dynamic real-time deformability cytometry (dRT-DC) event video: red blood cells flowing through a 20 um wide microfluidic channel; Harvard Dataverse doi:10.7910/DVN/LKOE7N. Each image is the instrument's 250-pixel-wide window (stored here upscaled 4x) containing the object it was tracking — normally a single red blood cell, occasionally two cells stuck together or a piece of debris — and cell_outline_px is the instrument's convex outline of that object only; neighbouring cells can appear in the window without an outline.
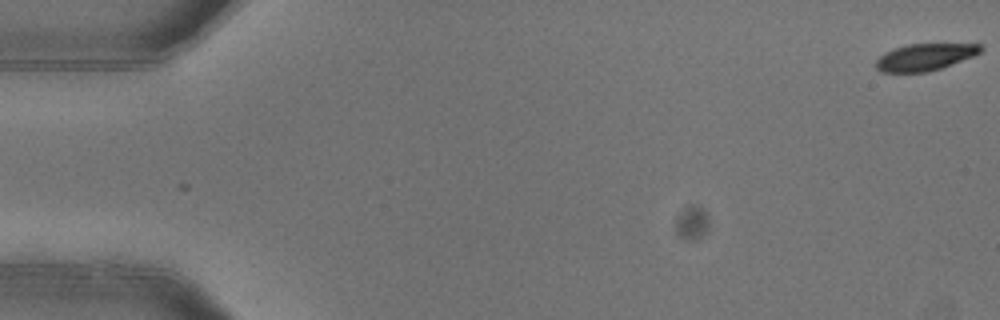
{"species": "common noctule bat (a hibernating species)", "species_latin": "Nyctalus noctula", "temperature_condition": "warm", "stored_images_in_passage": 3, "camera_frame_rate_fps": 3000, "um_per_image_px": 0.085, "animal": {"sex": "female"}, "frame": {"image": 1, "passage_image": 1, "time_ms": 0.0, "image_size_px": [1000, 320], "cell_outline_px": [[984, 48], [980, 52], [972, 56], [940, 68], [928, 72], [880, 72], [876, 68], [876, 60], [884, 52], [892, 48], [908, 44], [980, 44]], "centroid_in_image_um": [78.57, 4.84], "position_along_channel_um": 6.4, "area_um2": 16.3}}